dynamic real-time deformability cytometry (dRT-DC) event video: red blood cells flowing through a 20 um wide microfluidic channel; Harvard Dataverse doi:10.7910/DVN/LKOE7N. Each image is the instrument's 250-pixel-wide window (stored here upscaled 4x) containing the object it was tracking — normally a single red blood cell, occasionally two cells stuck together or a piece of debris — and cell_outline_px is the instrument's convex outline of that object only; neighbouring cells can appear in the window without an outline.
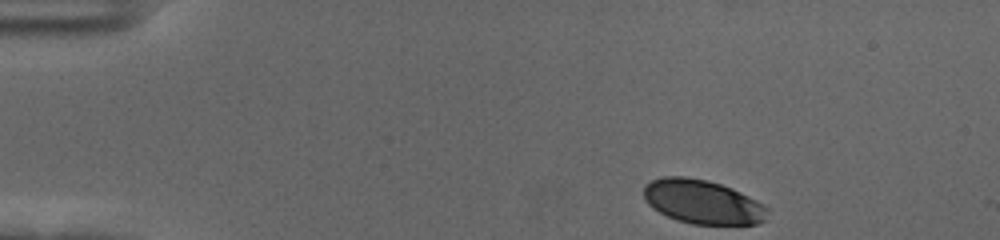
{"species": "human", "species_latin": "Homo sapiens", "temperature_condition": "cold", "stored_images_in_passage": 49, "camera_frame_rate_fps": 3000, "um_per_image_px": 0.085, "donor": {"sex": "female"}, "frame": {"image": 1, "passage_image": 1, "time_ms": 0.0, "image_size_px": [1000, 240], "cell_outline_px": [[768, 212], [764, 220], [756, 224], [692, 224], [676, 220], [652, 208], [648, 204], [644, 196], [644, 184], [652, 180], [664, 176], [688, 176], [708, 180], [732, 188], [764, 204], [768, 208]], "centroid_in_image_um": [59.7, 17.15], "position_along_channel_um": 25.3, "area_um2": 31.79}}
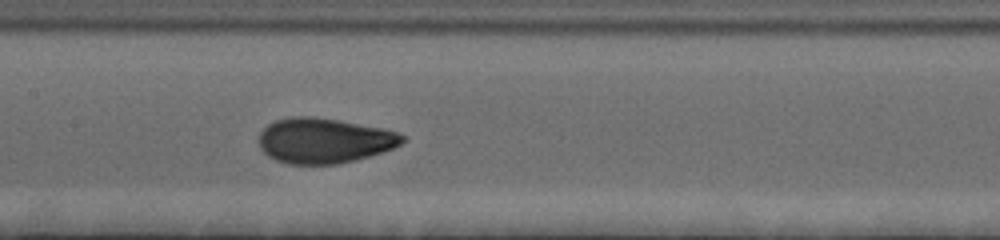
{"frame": {"image": 2, "passage_image": 21, "time_ms": 6.667, "image_size_px": [1000, 240], "cell_outline_px": [[404, 140], [400, 144], [392, 148], [356, 160], [336, 164], [288, 164], [276, 160], [268, 156], [260, 148], [260, 132], [268, 124], [276, 120], [292, 116], [308, 116], [336, 120], [384, 128], [400, 132], [404, 136]], "centroid_in_image_um": [27.55, 11.95], "position_along_channel_um": 179.9, "area_um2": 37.57}}
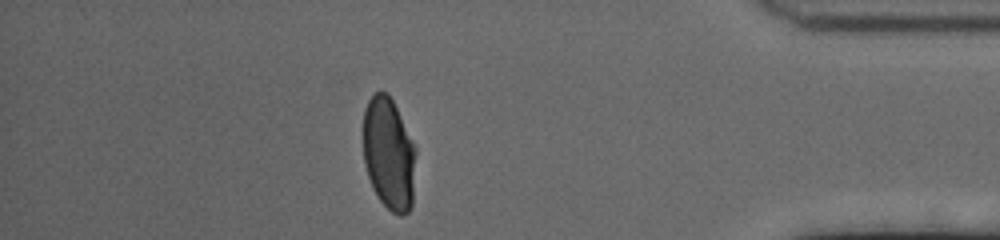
{"frame": {"image": 3, "passage_image": 42, "time_ms": 13.667, "image_size_px": [1000, 240], "cell_outline_px": [[416, 152], [412, 204], [408, 212], [404, 216], [400, 216], [392, 212], [380, 200], [372, 188], [364, 164], [364, 108], [368, 100], [380, 88], [388, 92], [416, 148]], "centroid_in_image_um": [33.05, 13.07], "position_along_channel_um": 402.2, "area_um2": 34.56}, "authors_computed_cell_mechanics": {"area_um2": 35.9516, "velocity_mm_per_s": 3.6665, "shape_relaxation_time_tau1_ms": 5.0909, "shape_relaxation_time_tau2_ms": null, "deformation_change_tau1": 0.1826, "deformation_change_tau2": null}}